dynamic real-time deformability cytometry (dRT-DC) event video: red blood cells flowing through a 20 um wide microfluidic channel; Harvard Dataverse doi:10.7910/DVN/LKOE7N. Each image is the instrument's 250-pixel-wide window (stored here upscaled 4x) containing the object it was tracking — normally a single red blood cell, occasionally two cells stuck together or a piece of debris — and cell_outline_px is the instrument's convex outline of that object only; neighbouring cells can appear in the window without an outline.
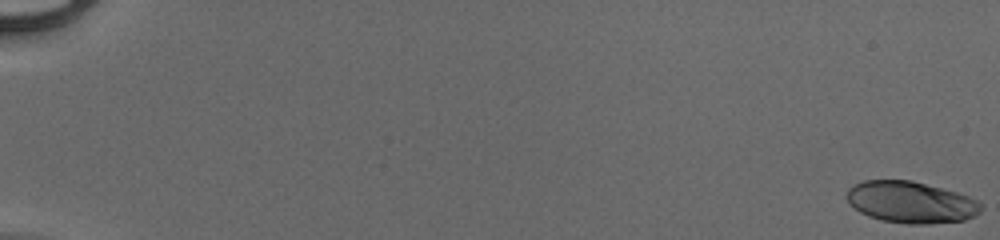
{"species": "human", "species_latin": "Homo sapiens", "temperature_condition": "cold", "stored_images_in_passage": 22, "camera_frame_rate_fps": 3000, "um_per_image_px": 0.085, "donor": {"sex": "male"}, "frame": {"image": 1, "passage_image": 1, "time_ms": 0.0, "image_size_px": [1000, 240], "cell_outline_px": [[984, 204], [980, 212], [964, 220], [928, 224], [908, 224], [880, 220], [868, 216], [860, 212], [848, 204], [844, 196], [848, 188], [852, 184], [864, 180], [912, 180], [956, 192], [968, 196]], "centroid_in_image_um": [77.37, 17.18], "position_along_channel_um": 7.6, "area_um2": 32.89}}
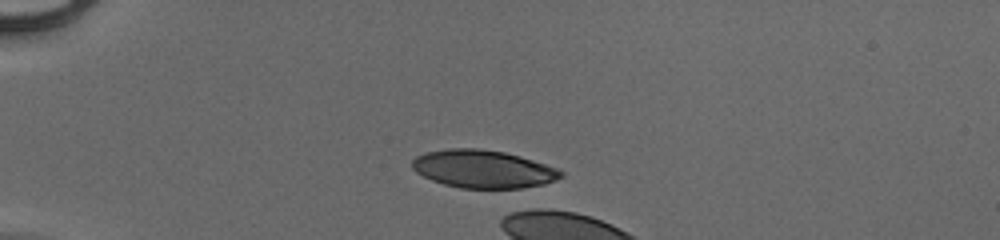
{"frame": {"image": 2, "passage_image": 17, "time_ms": 5.333, "image_size_px": [1000, 240], "cell_outline_px": [[564, 176], [556, 180], [544, 184], [520, 188], [460, 188], [444, 184], [432, 180], [416, 172], [412, 168], [412, 160], [416, 156], [428, 152], [448, 148], [480, 148], [504, 152], [520, 156], [556, 168], [564, 172]], "centroid_in_image_um": [41.07, 14.36], "position_along_channel_um": 43.9, "area_um2": 32.77}}